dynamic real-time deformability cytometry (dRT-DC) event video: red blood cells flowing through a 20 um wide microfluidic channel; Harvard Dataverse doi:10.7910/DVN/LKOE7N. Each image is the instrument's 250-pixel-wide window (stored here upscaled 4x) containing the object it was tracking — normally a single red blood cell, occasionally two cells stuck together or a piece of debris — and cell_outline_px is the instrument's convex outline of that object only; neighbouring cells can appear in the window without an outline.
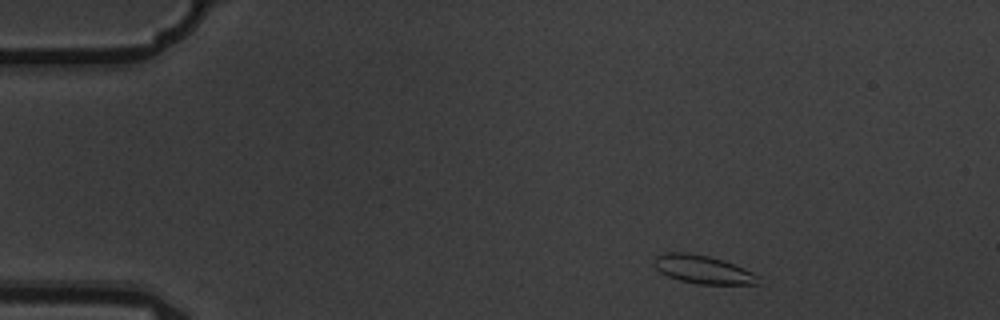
{"species": "common noctule bat (a hibernating species)", "species_latin": "Nyctalus noctula", "temperature_condition": "warm", "stored_images_in_passage": 7, "camera_frame_rate_fps": 3000, "um_per_image_px": 0.085, "animal": {"sex": "male", "body_mass_g": 19.5, "forearm_length_mm": 54.6}, "frame": {"image": 1, "passage_image": 1, "time_ms": 0.0, "image_size_px": [1000, 320], "cell_outline_px": [[764, 284], [696, 284], [680, 280], [668, 276], [660, 272], [652, 264], [656, 256], [664, 252], [688, 252], [708, 256], [724, 260], [744, 268], [760, 276]], "centroid_in_image_um": [59.78, 22.91], "position_along_channel_um": 25.2, "area_um2": 17.46}}
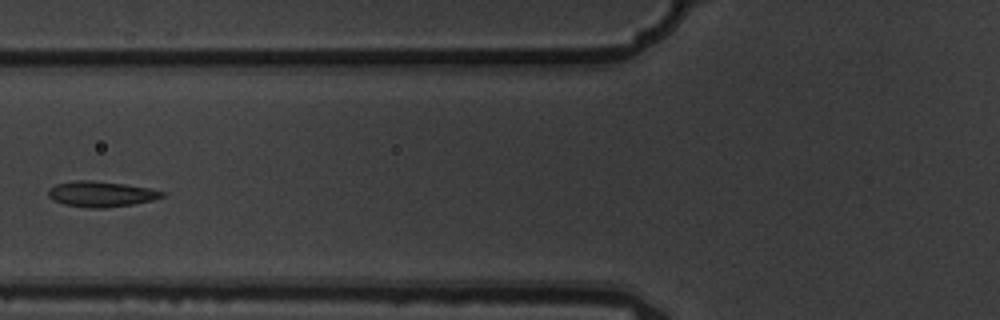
{"frame": {"image": 2, "passage_image": 5, "time_ms": 1.333, "image_size_px": [1000, 320], "cell_outline_px": [[164, 196], [152, 200], [132, 204], [104, 208], [92, 208], [64, 204], [52, 200], [48, 196], [48, 188], [56, 184], [76, 180], [92, 180], [124, 184], [148, 188], [164, 192]], "centroid_in_image_um": [8.54, 16.49], "position_along_channel_um": 117.3, "area_um2": 16.82}}
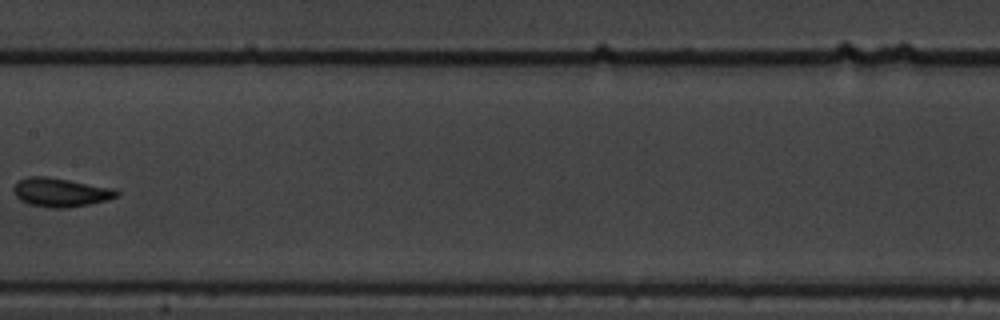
{"frame": {"image": 3, "passage_image": 7, "time_ms": 2.0, "image_size_px": [1000, 320], "cell_outline_px": [[120, 196], [108, 200], [68, 208], [48, 208], [28, 204], [20, 200], [12, 192], [12, 188], [20, 180], [28, 176], [48, 176], [116, 188], [120, 192]], "centroid_in_image_um": [5.18, 16.35], "position_along_channel_um": 202.2, "area_um2": 17.69}}